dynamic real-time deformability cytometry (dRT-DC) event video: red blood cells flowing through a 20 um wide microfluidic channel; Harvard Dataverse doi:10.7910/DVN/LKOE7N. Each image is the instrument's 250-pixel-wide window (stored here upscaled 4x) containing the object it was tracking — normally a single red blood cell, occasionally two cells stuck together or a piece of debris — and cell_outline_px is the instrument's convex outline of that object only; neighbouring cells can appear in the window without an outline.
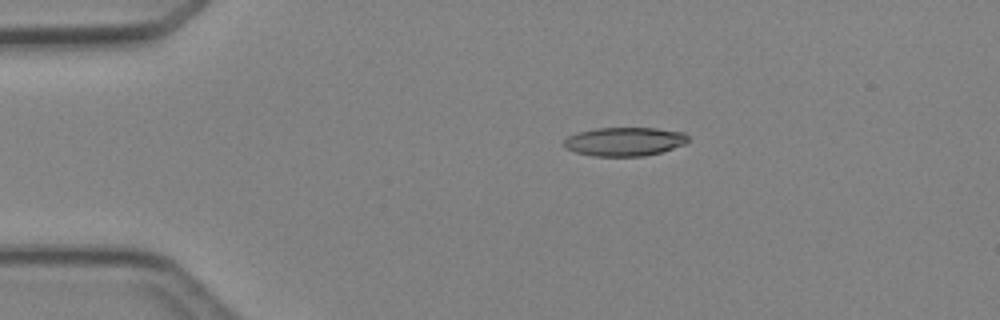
{"species": "Egyptian fruit bat (a non-hibernating species)", "species_latin": "Rousettus aegyptiacus", "temperature_condition": "cold", "stored_images_in_passage": 3, "camera_frame_rate_fps": 3000, "um_per_image_px": 0.085, "animal": {"sex": "female"}, "frame": {"image": 1, "passage_image": 2, "time_ms": 1.0, "image_size_px": [1000, 320], "cell_outline_px": [[688, 140], [684, 144], [660, 152], [644, 156], [592, 156], [576, 152], [564, 148], [564, 140], [568, 136], [576, 132], [596, 128], [656, 128], [684, 132], [688, 136]], "centroid_in_image_um": [53.05, 12.03], "position_along_channel_um": 31.9, "area_um2": 20.81}}